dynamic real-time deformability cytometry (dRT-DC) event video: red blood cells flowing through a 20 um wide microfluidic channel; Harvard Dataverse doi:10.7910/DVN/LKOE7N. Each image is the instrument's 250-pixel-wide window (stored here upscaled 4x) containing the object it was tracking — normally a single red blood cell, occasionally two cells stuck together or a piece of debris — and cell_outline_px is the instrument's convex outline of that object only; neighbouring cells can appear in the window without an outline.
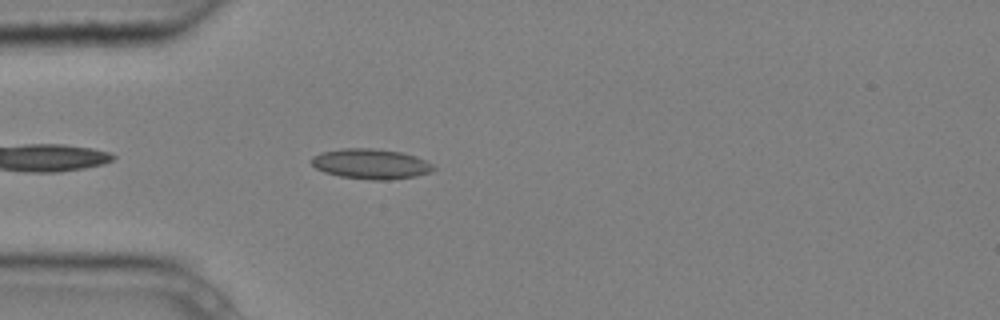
{"species": "common noctule bat (a hibernating species)", "species_latin": "Nyctalus noctula", "temperature_condition": "cold", "stored_images_in_passage": 4, "camera_frame_rate_fps": 3000, "um_per_image_px": 0.085, "animal": {"sex": "male", "body_mass_g": 20.4}, "frame": {"image": 1, "passage_image": 4, "time_ms": 1.0, "image_size_px": [1000, 320], "cell_outline_px": [[436, 168], [428, 172], [416, 176], [388, 180], [372, 180], [340, 176], [324, 172], [316, 168], [312, 164], [312, 156], [320, 152], [340, 148], [372, 148], [400, 152], [416, 156], [432, 164]], "centroid_in_image_um": [31.49, 13.92], "position_along_channel_um": 53.5, "area_um2": 21.39}}